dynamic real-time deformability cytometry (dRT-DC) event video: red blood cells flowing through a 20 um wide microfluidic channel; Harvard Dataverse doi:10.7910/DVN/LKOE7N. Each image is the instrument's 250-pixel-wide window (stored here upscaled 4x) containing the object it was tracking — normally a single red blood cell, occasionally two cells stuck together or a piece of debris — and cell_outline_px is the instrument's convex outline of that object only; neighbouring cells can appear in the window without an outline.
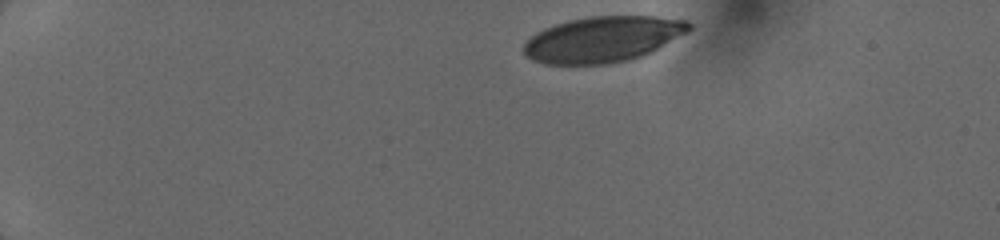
{"species": "human", "species_latin": "Homo sapiens", "temperature_condition": "cold", "stored_images_in_passage": 9, "camera_frame_rate_fps": 3000, "um_per_image_px": 0.085, "donor": {"sex": "female"}, "frame": {"image": 1, "passage_image": 1, "time_ms": 0.0, "image_size_px": [1000, 240], "cell_outline_px": [[692, 28], [688, 32], [640, 56], [628, 60], [608, 64], [544, 64], [528, 56], [524, 52], [524, 44], [536, 32], [544, 28], [568, 20], [588, 16], [656, 16], [688, 20], [692, 24]], "centroid_in_image_um": [51.26, 3.32], "position_along_channel_um": 33.7, "area_um2": 43.75}}
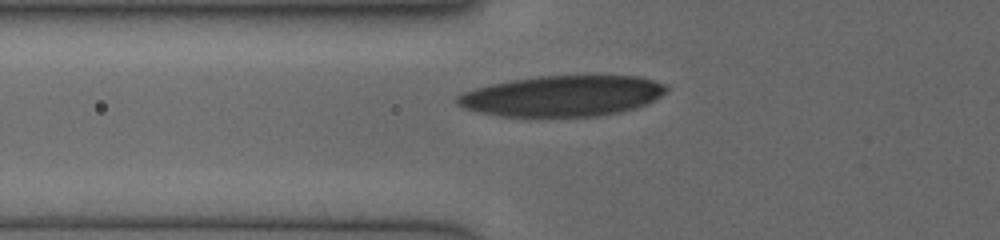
{"frame": {"image": 2, "passage_image": 8, "time_ms": 3.333, "image_size_px": [1000, 240], "cell_outline_px": [[668, 88], [660, 96], [636, 108], [620, 112], [596, 116], [500, 116], [480, 112], [464, 108], [456, 104], [456, 96], [460, 92], [488, 84], [512, 80], [540, 76], [640, 76], [664, 84]], "centroid_in_image_um": [47.74, 8.15], "position_along_channel_um": 78.1, "area_um2": 49.48}}